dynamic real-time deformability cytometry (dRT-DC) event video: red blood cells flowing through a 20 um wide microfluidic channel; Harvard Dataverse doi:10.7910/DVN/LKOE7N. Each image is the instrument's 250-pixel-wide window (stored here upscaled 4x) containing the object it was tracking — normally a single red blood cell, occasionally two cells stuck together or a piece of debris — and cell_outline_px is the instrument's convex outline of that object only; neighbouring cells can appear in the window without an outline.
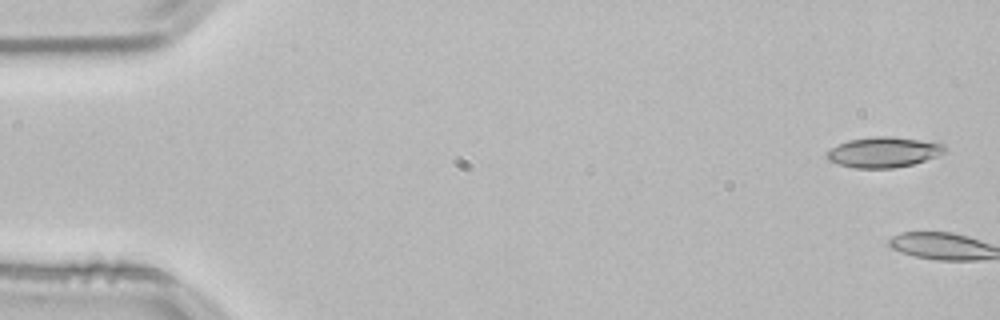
{"species": "common noctule bat (a hibernating species)", "species_latin": "Nyctalus noctula", "temperature_condition": "room temperature", "stored_images_in_passage": 3, "camera_frame_rate_fps": 3000, "um_per_image_px": 0.085, "animal": {"sex": "male", "body_mass_g": 21.5, "forearm_length_mm": 52.0}, "frame": {"image": 1, "passage_image": 1, "time_ms": 0.0, "image_size_px": [1000, 320], "cell_outline_px": [[948, 148], [944, 152], [936, 156], [912, 164], [892, 168], [856, 168], [840, 164], [828, 160], [824, 156], [832, 148], [848, 140], [872, 136], [892, 136], [920, 140], [944, 144]], "centroid_in_image_um": [75.1, 12.92], "position_along_channel_um": 9.9, "area_um2": 20.69}}